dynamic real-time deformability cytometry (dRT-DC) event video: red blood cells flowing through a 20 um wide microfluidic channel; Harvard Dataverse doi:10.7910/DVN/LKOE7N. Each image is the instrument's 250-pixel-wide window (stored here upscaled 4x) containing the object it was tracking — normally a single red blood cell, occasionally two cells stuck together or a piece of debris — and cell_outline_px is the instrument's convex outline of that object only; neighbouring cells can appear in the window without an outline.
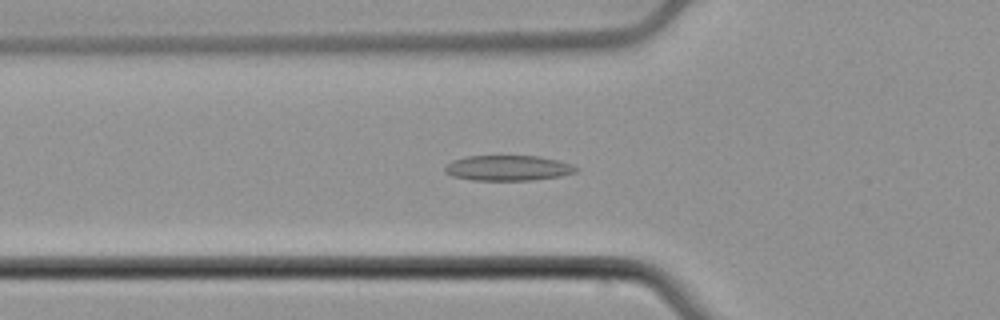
{"species": "common noctule bat (a hibernating species)", "species_latin": "Nyctalus noctula", "temperature_condition": "cold", "stored_images_in_passage": 53, "camera_frame_rate_fps": 3000, "um_per_image_px": 0.085, "animal": {"sex": "male", "body_mass_g": 21.5, "forearm_length_mm": 52.0}, "frame": {"image": 1, "passage_image": 18, "time_ms": 5.667, "image_size_px": [1000, 320], "cell_outline_px": [[580, 168], [576, 172], [560, 176], [532, 180], [472, 180], [452, 176], [444, 172], [444, 168], [452, 160], [464, 156], [536, 156], [556, 160], [572, 164]], "centroid_in_image_um": [43.16, 14.28], "position_along_channel_um": 82.6, "area_um2": 19.36}}
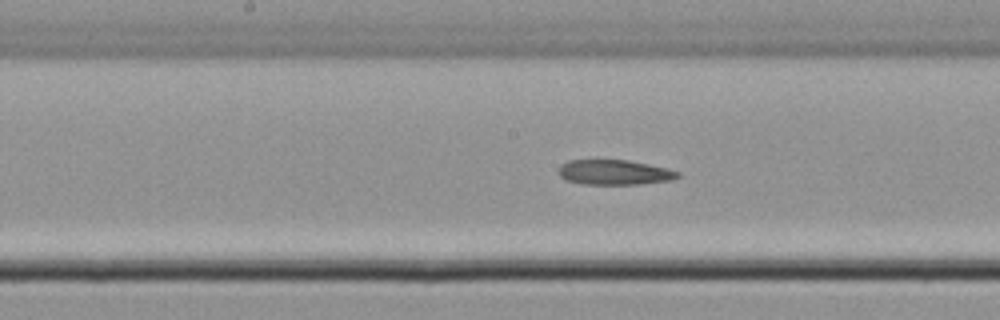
{"frame": {"image": 2, "passage_image": 27, "time_ms": 8.667, "image_size_px": [1000, 320], "cell_outline_px": [[680, 176], [672, 180], [640, 184], [580, 184], [564, 180], [560, 176], [560, 164], [568, 160], [628, 160], [648, 164], [680, 172]], "centroid_in_image_um": [52.2, 14.65], "position_along_channel_um": 196.0, "area_um2": 17.34}}
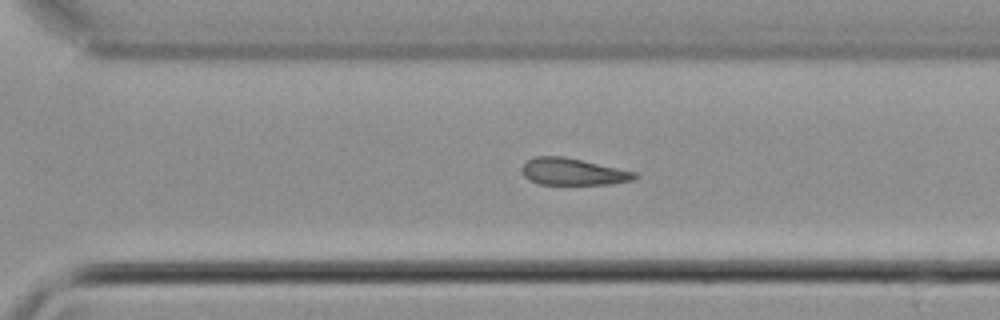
{"frame": {"image": 3, "passage_image": 37, "time_ms": 12.0, "image_size_px": [1000, 320], "cell_outline_px": [[640, 176], [632, 180], [608, 184], [536, 184], [528, 180], [524, 176], [524, 164], [528, 160], [536, 156], [564, 156], [636, 172]], "centroid_in_image_um": [48.71, 14.6], "position_along_channel_um": 321.9, "area_um2": 17.51}}